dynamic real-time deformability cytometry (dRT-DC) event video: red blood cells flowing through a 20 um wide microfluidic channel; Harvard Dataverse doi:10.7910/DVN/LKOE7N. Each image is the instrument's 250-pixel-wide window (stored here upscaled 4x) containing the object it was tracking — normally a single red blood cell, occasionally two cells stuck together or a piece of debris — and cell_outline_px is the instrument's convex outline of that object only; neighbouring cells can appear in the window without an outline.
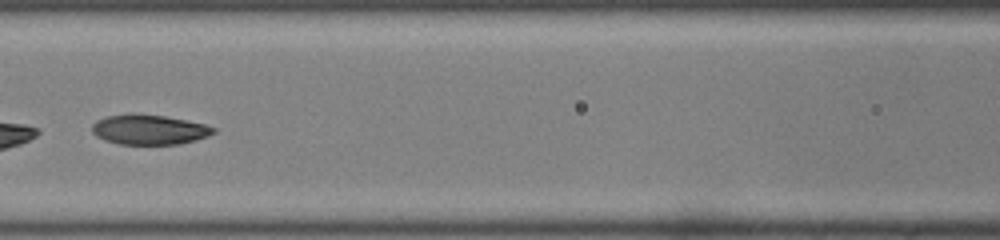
{"species": "common noctule bat (a hibernating species)", "species_latin": "Nyctalus noctula", "temperature_condition": "room temperature", "stored_images_in_passage": 47, "camera_frame_rate_fps": 3000, "um_per_image_px": 0.085, "animal": {"sex": "male", "body_mass_g": 19.0, "forearm_length_mm": 50.8}, "frame": {"image": 1, "passage_image": 21, "time_ms": 6.667, "image_size_px": [1000, 240], "cell_outline_px": [[216, 132], [208, 136], [196, 140], [180, 144], [120, 144], [104, 140], [96, 136], [92, 132], [92, 124], [96, 120], [108, 116], [132, 112], [164, 116], [204, 124], [216, 128]], "centroid_in_image_um": [12.66, 11.01], "position_along_channel_um": 153.9, "area_um2": 21.33}}
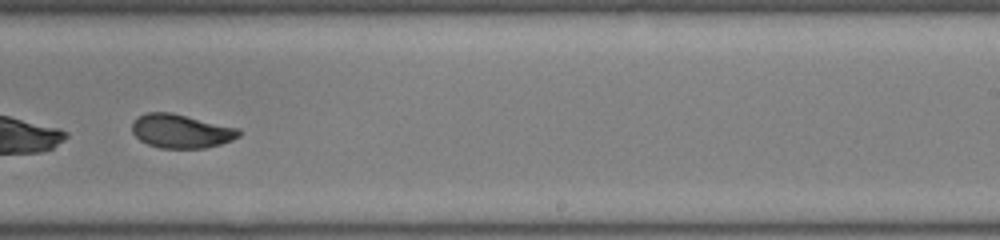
{"frame": {"image": 2, "passage_image": 30, "time_ms": 9.667, "image_size_px": [1000, 240], "cell_outline_px": [[240, 136], [232, 140], [220, 144], [204, 148], [160, 148], [148, 144], [140, 140], [132, 132], [132, 120], [136, 116], [148, 112], [172, 112], [240, 128]], "centroid_in_image_um": [15.38, 11.13], "position_along_channel_um": 273.6, "area_um2": 21.27}}
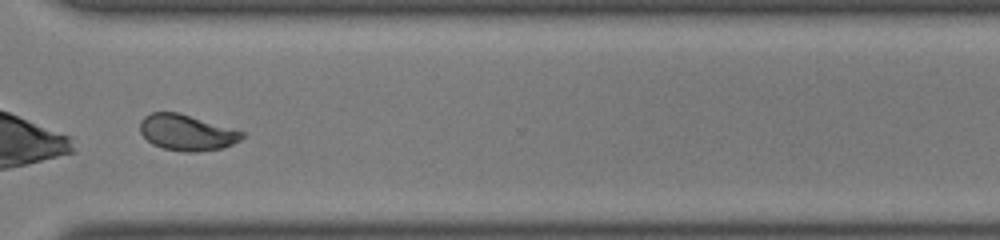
{"frame": {"image": 3, "passage_image": 36, "time_ms": 11.667, "image_size_px": [1000, 240], "cell_outline_px": [[248, 136], [232, 144], [220, 148], [196, 152], [184, 152], [164, 148], [152, 144], [140, 132], [140, 120], [144, 116], [152, 112], [180, 112], [244, 132]], "centroid_in_image_um": [15.88, 11.25], "position_along_channel_um": 354.7, "area_um2": 21.39}, "authors_computed_cell_mechanics": {"area_um2": 22.1952, "velocity_mm_per_s": 4.0018, "shape_relaxation_time_tau1_ms": 2.1142, "shape_relaxation_time_tau2_ms": null, "deformation_change_tau1": 0.2605, "deformation_change_tau2": null}}